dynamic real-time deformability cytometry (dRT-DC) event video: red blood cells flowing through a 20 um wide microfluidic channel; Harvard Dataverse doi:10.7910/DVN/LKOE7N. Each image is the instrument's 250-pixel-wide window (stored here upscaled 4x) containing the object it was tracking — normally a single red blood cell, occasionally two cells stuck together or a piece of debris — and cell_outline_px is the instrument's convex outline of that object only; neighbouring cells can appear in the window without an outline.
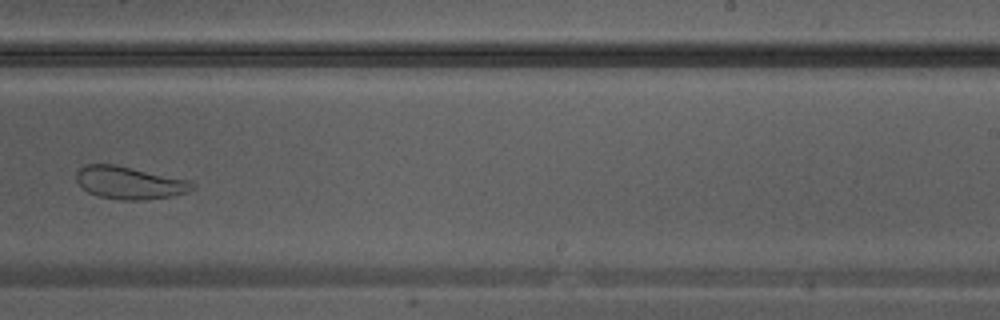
{"species": "Egyptian fruit bat (a non-hibernating species)", "species_latin": "Rousettus aegyptiacus", "temperature_condition": "warm", "stored_images_in_passage": 21, "camera_frame_rate_fps": 3000, "um_per_image_px": 0.085, "animal": {"sex": "male"}, "frame": {"image": 1, "passage_image": 18, "time_ms": 5.667, "image_size_px": [1000, 320], "cell_outline_px": [[196, 188], [188, 192], [172, 196], [140, 200], [120, 200], [96, 196], [88, 192], [76, 180], [76, 172], [84, 164], [112, 164], [192, 180], [196, 184]], "centroid_in_image_um": [11.04, 15.54], "position_along_channel_um": 278.0, "area_um2": 22.2}}